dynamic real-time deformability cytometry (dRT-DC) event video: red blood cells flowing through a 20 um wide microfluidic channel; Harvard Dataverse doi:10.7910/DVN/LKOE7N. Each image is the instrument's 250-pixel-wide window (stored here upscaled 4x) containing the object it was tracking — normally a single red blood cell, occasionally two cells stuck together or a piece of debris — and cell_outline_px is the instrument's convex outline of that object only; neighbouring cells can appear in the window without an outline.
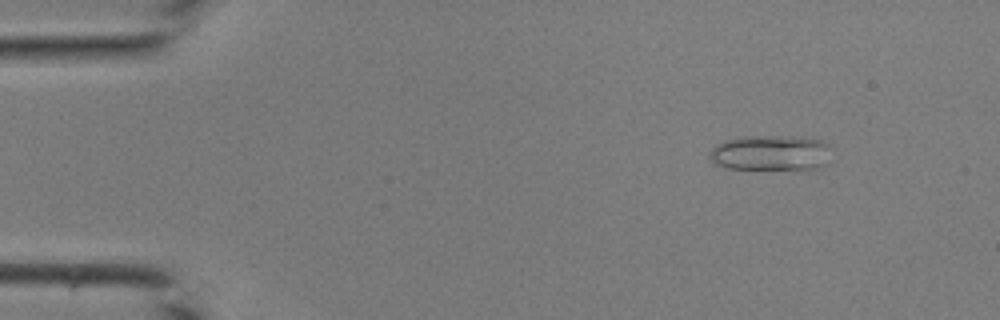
{"species": "common noctule bat (a hibernating species)", "species_latin": "Nyctalus noctula", "temperature_condition": "room temperature", "stored_images_in_passage": 40, "camera_frame_rate_fps": 3000, "um_per_image_px": 0.085, "animal": {"sex": "male", "body_mass_g": 19.0, "forearm_length_mm": 50.8}, "frame": {"image": 1, "passage_image": 3, "time_ms": 0.667, "image_size_px": [1000, 320], "cell_outline_px": [[832, 148], [828, 164], [816, 168], [728, 168], [716, 164], [712, 160], [708, 152], [716, 144], [724, 140], [744, 136], [792, 136], [824, 140]], "centroid_in_image_um": [65.56, 12.97], "position_along_channel_um": 19.4, "area_um2": 25.2}}
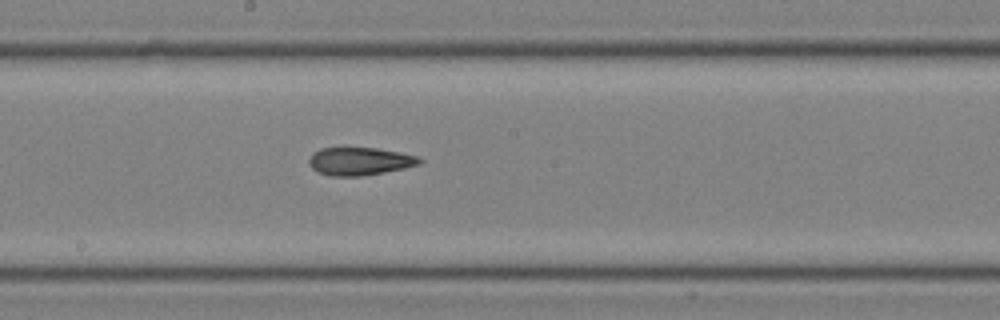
{"frame": {"image": 2, "passage_image": 21, "time_ms": 6.667, "image_size_px": [1000, 320], "cell_outline_px": [[424, 160], [420, 164], [404, 168], [384, 172], [360, 176], [332, 176], [316, 172], [308, 164], [308, 160], [312, 152], [320, 148], [376, 148], [400, 152], [416, 156]], "centroid_in_image_um": [30.54, 13.71], "position_along_channel_um": 217.7, "area_um2": 18.03}}
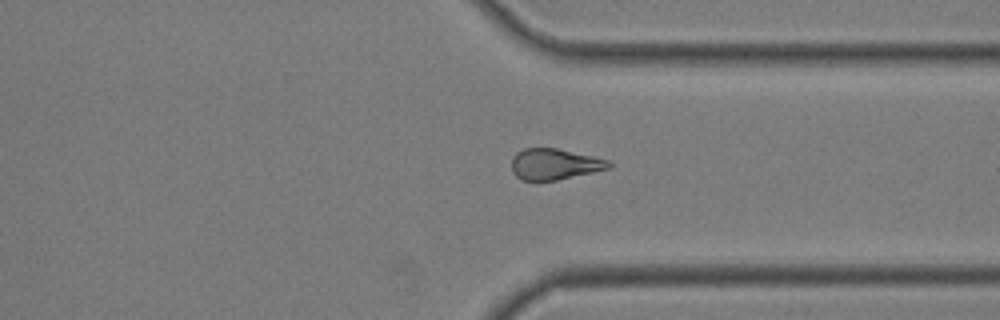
{"frame": {"image": 3, "passage_image": 30, "time_ms": 9.667, "image_size_px": [1000, 320], "cell_outline_px": [[612, 168], [556, 180], [536, 184], [520, 180], [512, 172], [512, 156], [516, 152], [524, 148], [556, 148], [592, 156], [608, 160], [612, 164]], "centroid_in_image_um": [47.08, 13.99], "position_along_channel_um": 364.3, "area_um2": 18.09}}